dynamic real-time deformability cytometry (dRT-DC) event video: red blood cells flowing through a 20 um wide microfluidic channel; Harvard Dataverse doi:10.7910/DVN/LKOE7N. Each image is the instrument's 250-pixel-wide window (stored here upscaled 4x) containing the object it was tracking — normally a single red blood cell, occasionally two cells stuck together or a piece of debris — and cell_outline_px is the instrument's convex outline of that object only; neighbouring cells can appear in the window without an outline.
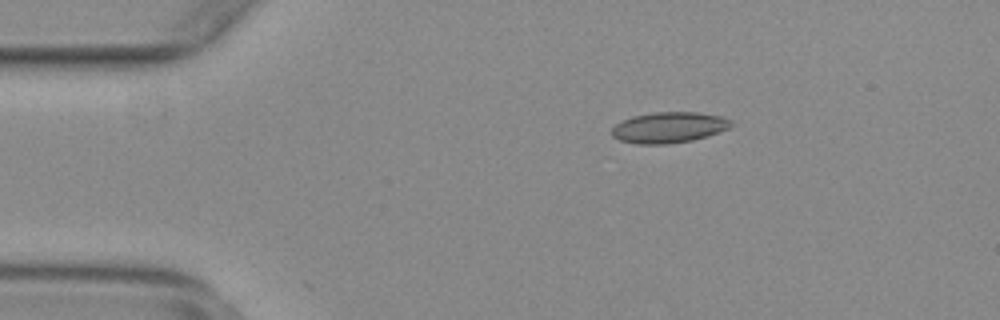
{"species": "common noctule bat (a hibernating species)", "species_latin": "Nyctalus noctula", "temperature_condition": "warm", "stored_images_in_passage": 25, "camera_frame_rate_fps": 3000, "um_per_image_px": 0.085, "animal": {"sex": "female", "body_mass_g": 29.2, "forearm_length_mm": 56.3}, "frame": {"image": 1, "passage_image": 5, "time_ms": 1.333, "image_size_px": [1000, 320], "cell_outline_px": [[736, 124], [728, 128], [708, 136], [692, 140], [668, 144], [636, 144], [620, 140], [612, 136], [612, 128], [616, 124], [632, 116], [656, 112], [696, 112], [724, 116], [732, 120]], "centroid_in_image_um": [56.9, 10.83], "position_along_channel_um": 28.1, "area_um2": 21.56}}
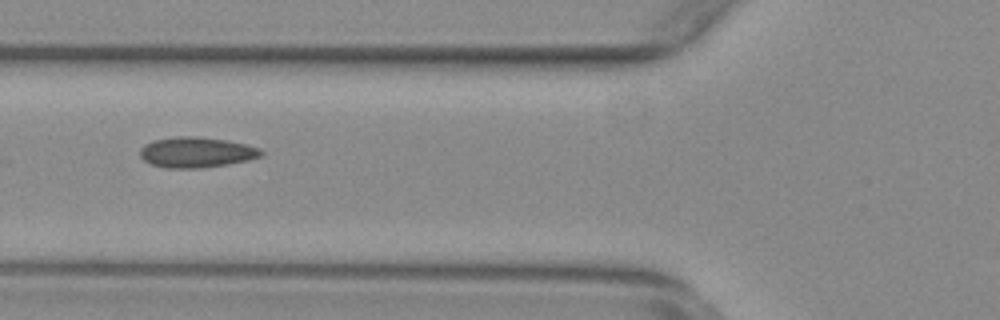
{"frame": {"image": 2, "passage_image": 16, "time_ms": 5.0, "image_size_px": [1000, 320], "cell_outline_px": [[264, 152], [260, 156], [248, 160], [228, 164], [200, 168], [164, 168], [152, 164], [144, 160], [140, 156], [140, 148], [144, 144], [152, 140], [180, 136], [196, 136], [224, 140], [244, 144], [260, 148]], "centroid_in_image_um": [16.66, 12.95], "position_along_channel_um": 109.1, "area_um2": 21.44}}
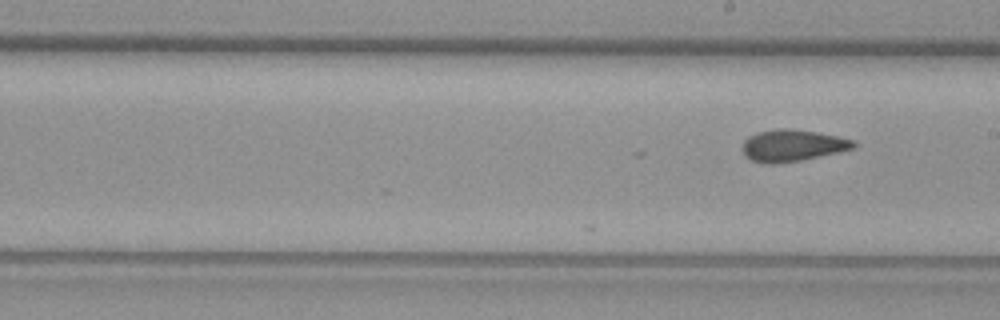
{"frame": {"image": 3, "passage_image": 25, "time_ms": 8.0, "image_size_px": [1000, 320], "cell_outline_px": [[856, 144], [852, 148], [836, 152], [800, 160], [772, 164], [764, 164], [752, 160], [744, 156], [740, 148], [744, 140], [748, 136], [756, 132], [776, 128], [788, 128], [816, 132], [856, 140]], "centroid_in_image_um": [67.27, 12.36], "position_along_channel_um": 221.7, "area_um2": 20.58}}